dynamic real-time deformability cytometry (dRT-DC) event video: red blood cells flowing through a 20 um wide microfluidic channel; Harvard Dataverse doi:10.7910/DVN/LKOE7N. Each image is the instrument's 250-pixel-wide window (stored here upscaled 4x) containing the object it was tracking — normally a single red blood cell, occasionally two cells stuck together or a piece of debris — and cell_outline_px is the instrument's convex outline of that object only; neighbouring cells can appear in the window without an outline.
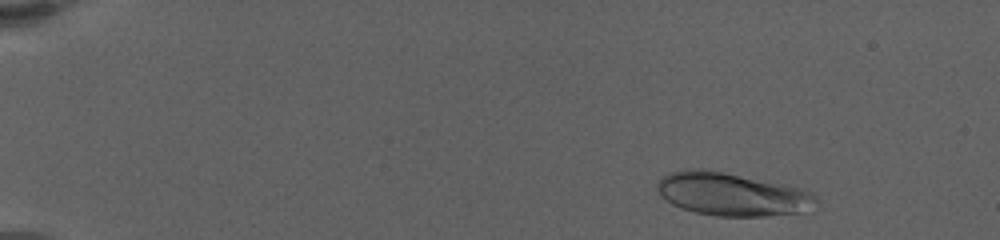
{"species": "human", "species_latin": "Homo sapiens", "temperature_condition": "warm", "stored_images_in_passage": 34, "camera_frame_rate_fps": 3000, "um_per_image_px": 0.085, "donor": {"sex": "female"}, "frame": {"image": 1, "passage_image": 3, "time_ms": 1.0, "image_size_px": [1000, 240], "cell_outline_px": [[816, 200], [800, 212], [764, 216], [716, 216], [696, 212], [672, 204], [660, 196], [656, 188], [656, 184], [664, 176], [672, 172], [692, 168], [704, 168], [796, 188], [812, 192], [816, 196]], "centroid_in_image_um": [62.1, 16.51], "position_along_channel_um": 22.9, "area_um2": 38.78}}
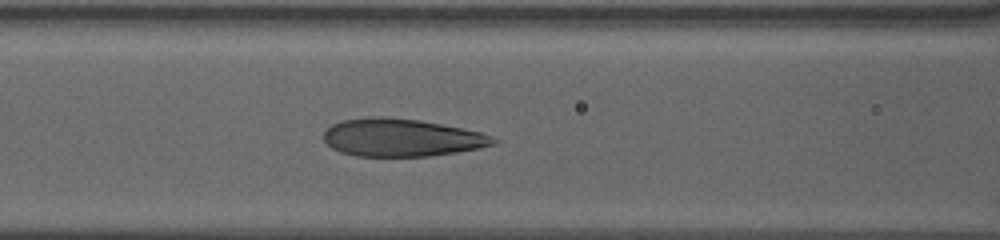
{"frame": {"image": 2, "passage_image": 22, "time_ms": 8.0, "image_size_px": [1000, 240], "cell_outline_px": [[500, 140], [492, 144], [480, 148], [456, 152], [428, 156], [356, 156], [340, 152], [332, 148], [324, 140], [324, 132], [332, 124], [340, 120], [376, 116], [384, 116], [420, 120], [480, 132], [492, 136]], "centroid_in_image_um": [34.1, 11.69], "position_along_channel_um": 132.5, "area_um2": 37.22}}
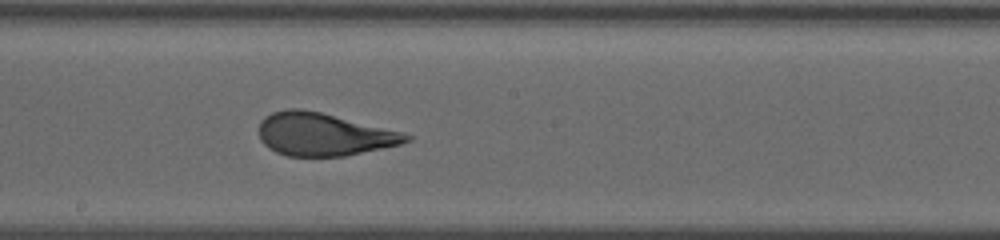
{"frame": {"image": 3, "passage_image": 34, "time_ms": 10.667, "image_size_px": [1000, 240], "cell_outline_px": [[412, 140], [400, 144], [344, 156], [288, 156], [276, 152], [268, 148], [260, 140], [260, 120], [264, 116], [272, 112], [288, 108], [300, 108], [320, 112], [400, 132], [412, 136]], "centroid_in_image_um": [27.44, 11.42], "position_along_channel_um": 220.8, "area_um2": 36.36}}